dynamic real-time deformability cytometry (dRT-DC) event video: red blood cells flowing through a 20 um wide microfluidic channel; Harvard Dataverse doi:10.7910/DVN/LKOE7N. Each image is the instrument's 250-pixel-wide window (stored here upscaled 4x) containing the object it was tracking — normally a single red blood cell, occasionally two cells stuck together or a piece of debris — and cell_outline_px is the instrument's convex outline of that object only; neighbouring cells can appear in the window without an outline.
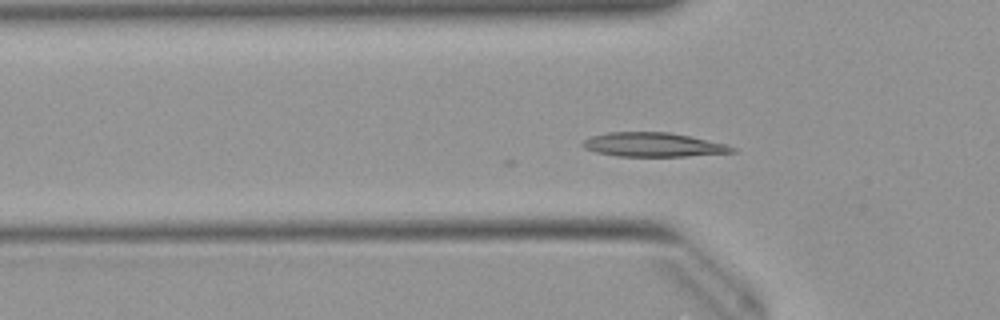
{"species": "Egyptian fruit bat (a non-hibernating species)", "species_latin": "Rousettus aegyptiacus", "temperature_condition": "warm", "stored_images_in_passage": 3, "camera_frame_rate_fps": 3000, "um_per_image_px": 0.085, "animal": {"sex": "female"}, "frame": {"image": 1, "passage_image": 3, "time_ms": 0.667, "image_size_px": [1000, 320], "cell_outline_px": [[736, 152], [688, 156], [616, 156], [596, 152], [584, 148], [580, 144], [588, 136], [608, 132], [668, 132], [688, 136], [724, 144], [736, 148]], "centroid_in_image_um": [55.45, 12.3], "position_along_channel_um": 70.3, "area_um2": 20.92}}